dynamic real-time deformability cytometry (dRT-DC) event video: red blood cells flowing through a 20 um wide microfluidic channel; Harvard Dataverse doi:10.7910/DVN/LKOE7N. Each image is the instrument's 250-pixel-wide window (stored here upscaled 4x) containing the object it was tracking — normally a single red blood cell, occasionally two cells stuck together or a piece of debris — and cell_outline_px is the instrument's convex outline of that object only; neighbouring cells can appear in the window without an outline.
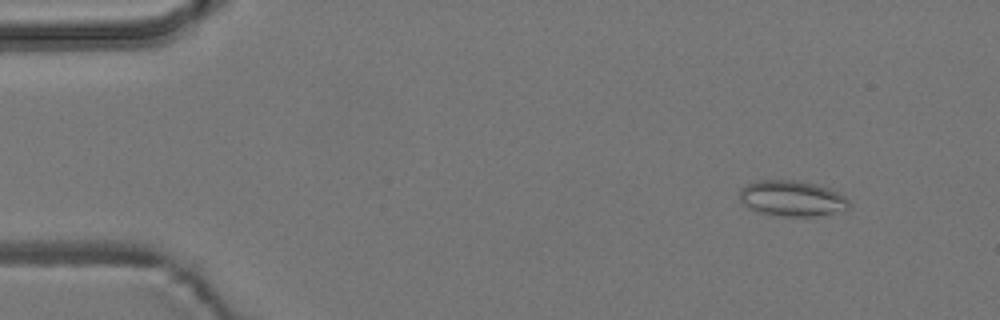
{"species": "common noctule bat (a hibernating species)", "species_latin": "Nyctalus noctula", "temperature_condition": "room temperature", "stored_images_in_passage": 4, "camera_frame_rate_fps": 3000, "um_per_image_px": 0.085, "animal": {"sex": "male", "body_mass_g": 19.2, "forearm_length_mm": 51.8}, "frame": {"image": 1, "passage_image": 1, "time_ms": 0.0, "image_size_px": [1000, 320], "cell_outline_px": [[852, 204], [844, 212], [812, 216], [784, 216], [756, 212], [748, 208], [740, 200], [740, 188], [748, 184], [760, 180], [796, 180], [828, 188], [844, 196]], "centroid_in_image_um": [67.33, 16.88], "position_along_channel_um": 17.7, "area_um2": 22.77}}